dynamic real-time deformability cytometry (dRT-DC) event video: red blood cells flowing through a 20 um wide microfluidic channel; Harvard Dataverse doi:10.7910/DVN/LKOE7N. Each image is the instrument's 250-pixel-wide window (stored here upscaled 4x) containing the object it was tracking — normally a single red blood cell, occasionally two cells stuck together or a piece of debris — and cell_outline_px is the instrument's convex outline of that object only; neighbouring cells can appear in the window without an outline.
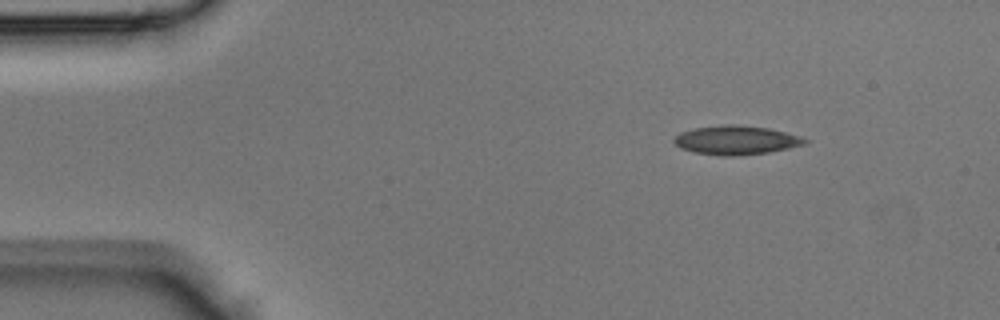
{"species": "Egyptian fruit bat (a non-hibernating species)", "species_latin": "Rousettus aegyptiacus", "temperature_condition": "room temperature", "stored_images_in_passage": 43, "camera_frame_rate_fps": 3000, "um_per_image_px": 0.085, "animal": {"sex": "male"}, "frame": {"image": 1, "passage_image": 5, "time_ms": 1.333, "image_size_px": [1000, 320], "cell_outline_px": [[808, 140], [804, 144], [788, 148], [768, 152], [728, 156], [724, 156], [696, 152], [680, 148], [672, 140], [680, 132], [692, 128], [724, 124], [740, 124], [768, 128], [800, 136]], "centroid_in_image_um": [62.53, 11.89], "position_along_channel_um": 22.5, "area_um2": 21.91}}
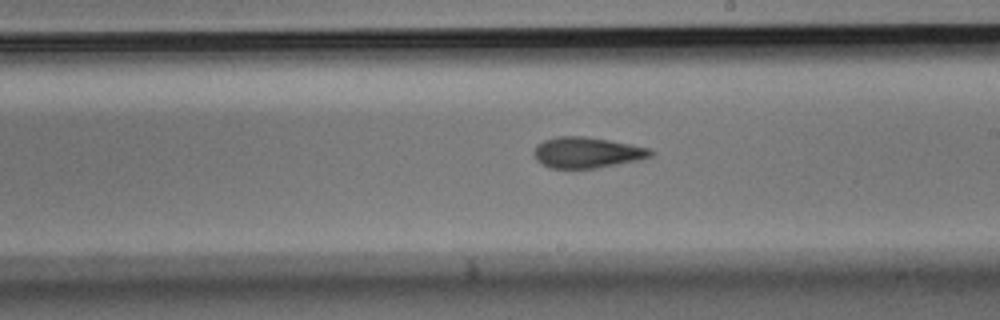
{"frame": {"image": 2, "passage_image": 24, "time_ms": 7.667, "image_size_px": [1000, 320], "cell_outline_px": [[656, 152], [652, 156], [636, 160], [596, 168], [548, 168], [536, 160], [532, 152], [536, 144], [544, 140], [556, 136], [584, 136], [608, 140], [652, 148]], "centroid_in_image_um": [49.86, 12.96], "position_along_channel_um": 239.1, "area_um2": 21.1}}
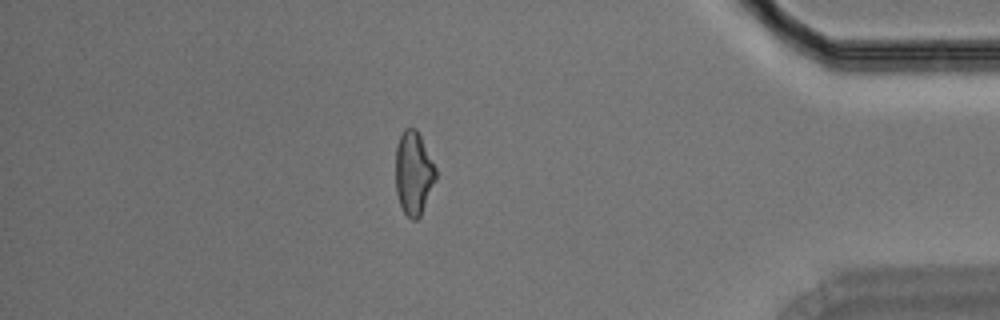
{"frame": {"image": 3, "passage_image": 37, "time_ms": 12.0, "image_size_px": [1000, 320], "cell_outline_px": [[436, 180], [420, 216], [416, 220], [412, 220], [404, 212], [400, 204], [396, 192], [396, 148], [400, 136], [404, 128], [416, 128], [436, 168]], "centroid_in_image_um": [35.15, 14.72], "position_along_channel_um": 400.0, "area_um2": 19.36}}